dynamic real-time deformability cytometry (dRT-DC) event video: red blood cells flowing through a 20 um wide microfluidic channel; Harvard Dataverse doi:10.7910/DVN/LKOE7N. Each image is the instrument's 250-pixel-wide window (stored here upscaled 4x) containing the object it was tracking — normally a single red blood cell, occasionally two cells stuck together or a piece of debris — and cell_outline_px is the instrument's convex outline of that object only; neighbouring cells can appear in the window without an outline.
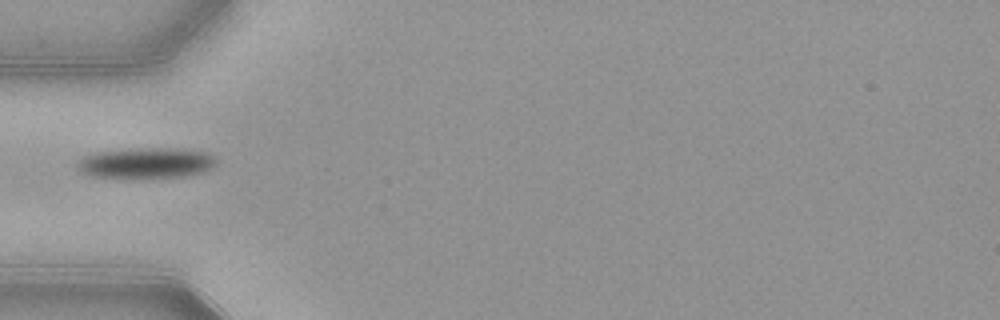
{"species": "common noctule bat (a hibernating species)", "species_latin": "Nyctalus noctula", "temperature_condition": "warm", "stored_images_in_passage": 37, "camera_frame_rate_fps": 3000, "um_per_image_px": 0.085, "animal": {"sex": "female", "body_mass_g": 21.9}, "frame": {"image": 1, "passage_image": 1, "time_ms": 0.0, "image_size_px": [1000, 320], "cell_outline_px": [[216, 164], [212, 168], [204, 172], [184, 176], [92, 176], [80, 172], [76, 168], [76, 164], [84, 156], [100, 152], [140, 148], [184, 148], [208, 152], [216, 160]], "centroid_in_image_um": [12.48, 13.82], "position_along_channel_um": 72.5, "area_um2": 24.28}}
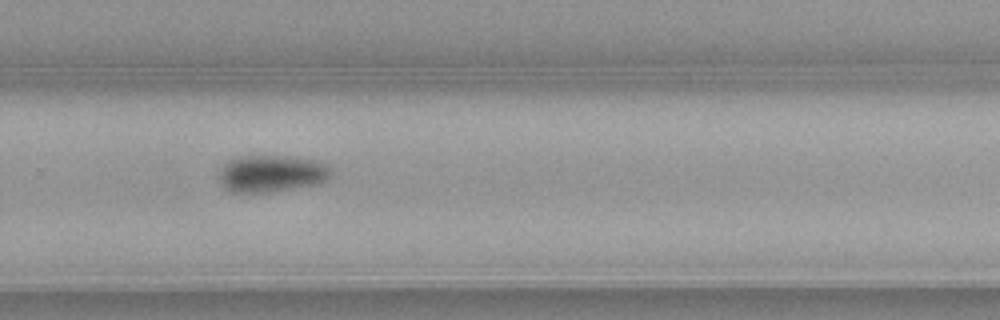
{"frame": {"image": 2, "passage_image": 19, "time_ms": 6.0, "image_size_px": [1000, 320], "cell_outline_px": [[332, 176], [328, 180], [320, 184], [268, 192], [232, 192], [224, 188], [220, 184], [220, 168], [228, 160], [240, 156], [284, 156], [312, 160], [328, 164], [332, 168]], "centroid_in_image_um": [23.11, 14.76], "position_along_channel_um": 306.7, "area_um2": 24.33}}
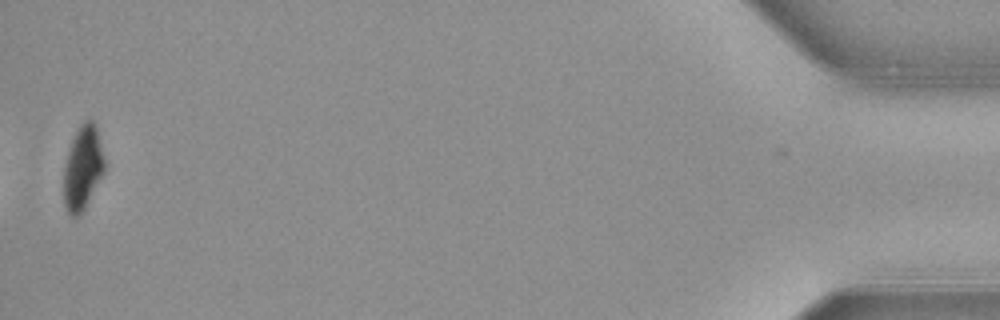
{"frame": {"image": 3, "passage_image": 36, "time_ms": 11.667, "image_size_px": [1000, 320], "cell_outline_px": [[104, 172], [80, 216], [72, 216], [68, 212], [64, 204], [64, 164], [72, 140], [80, 124], [84, 120], [92, 120], [96, 124], [104, 156]], "centroid_in_image_um": [7.04, 14.25], "position_along_channel_um": 428.2, "area_um2": 19.83}}